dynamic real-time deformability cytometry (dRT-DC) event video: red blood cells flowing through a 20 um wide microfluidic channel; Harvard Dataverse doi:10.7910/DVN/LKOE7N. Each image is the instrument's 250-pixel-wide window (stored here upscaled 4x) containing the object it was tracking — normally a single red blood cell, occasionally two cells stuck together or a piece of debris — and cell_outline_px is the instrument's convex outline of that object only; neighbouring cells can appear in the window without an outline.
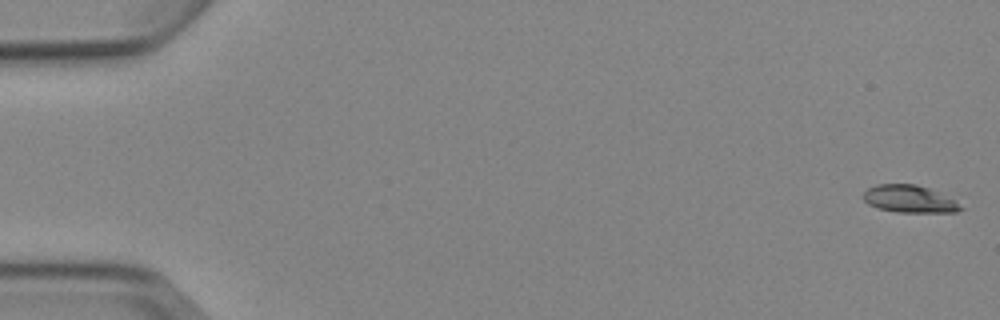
{"species": "Egyptian fruit bat (a non-hibernating species)", "species_latin": "Rousettus aegyptiacus", "temperature_condition": "cold", "stored_images_in_passage": 6, "camera_frame_rate_fps": 3000, "um_per_image_px": 0.085, "animal": {"sex": "female"}, "frame": {"image": 1, "passage_image": 1, "time_ms": 0.0, "image_size_px": [1000, 320], "cell_outline_px": [[964, 208], [956, 212], [896, 212], [880, 208], [868, 204], [864, 200], [864, 192], [868, 188], [876, 184], [916, 184], [928, 188], [952, 200]], "centroid_in_image_um": [77.25, 16.91], "position_along_channel_um": 7.7, "area_um2": 15.14}}
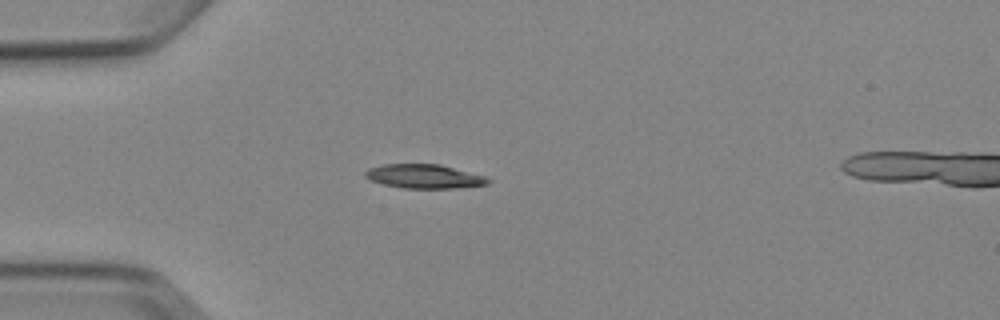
{"frame": {"image": 2, "passage_image": 5, "time_ms": 4.667, "image_size_px": [1000, 320], "cell_outline_px": [[492, 180], [488, 184], [456, 188], [400, 188], [384, 184], [372, 180], [364, 176], [364, 172], [368, 168], [384, 164], [440, 164], [488, 176]], "centroid_in_image_um": [36.1, 14.98], "position_along_channel_um": 48.9, "area_um2": 17.34}}